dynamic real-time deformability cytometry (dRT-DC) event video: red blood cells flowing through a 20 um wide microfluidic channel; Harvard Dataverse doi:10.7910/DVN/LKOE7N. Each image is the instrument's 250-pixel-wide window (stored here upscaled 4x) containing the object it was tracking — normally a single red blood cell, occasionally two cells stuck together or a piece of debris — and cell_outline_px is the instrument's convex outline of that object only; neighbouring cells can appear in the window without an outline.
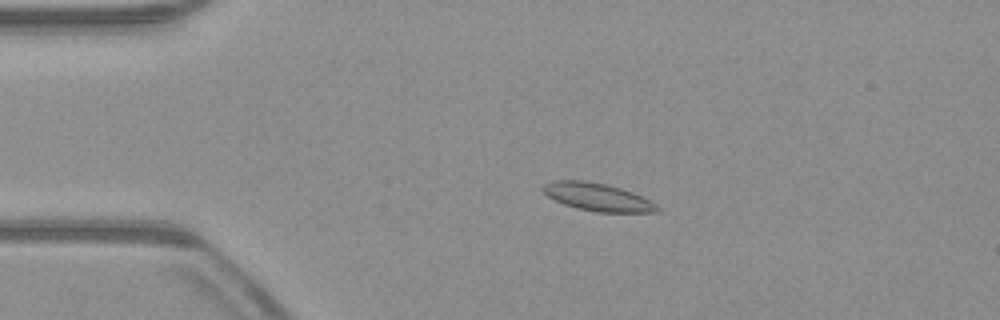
{"species": "common noctule bat (a hibernating species)", "species_latin": "Nyctalus noctula", "temperature_condition": "warm", "stored_images_in_passage": 54, "camera_frame_rate_fps": 3000, "um_per_image_px": 0.085, "animal": {"sex": "male", "body_mass_g": 23.1, "forearm_length_mm": 52.7}, "frame": {"image": 1, "passage_image": 12, "time_ms": 3.667, "image_size_px": [1000, 320], "cell_outline_px": [[660, 208], [656, 212], [596, 212], [576, 208], [564, 204], [548, 196], [540, 188], [544, 184], [552, 180], [584, 180], [604, 184], [620, 188], [632, 192], [656, 204]], "centroid_in_image_um": [50.74, 16.74], "position_along_channel_um": 34.3, "area_um2": 18.32}}
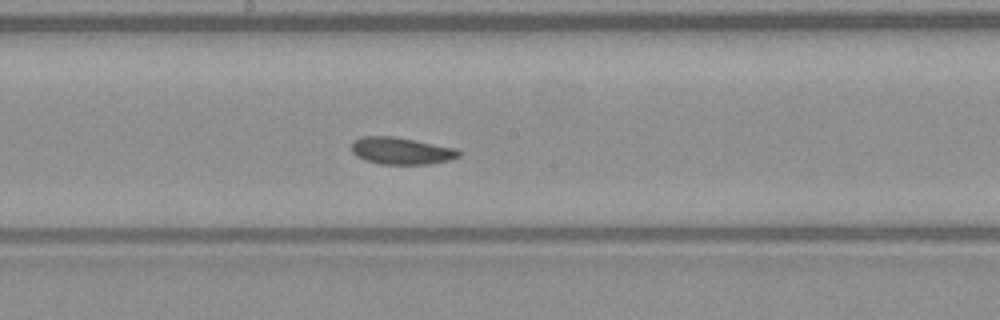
{"frame": {"image": 2, "passage_image": 29, "time_ms": 9.333, "image_size_px": [1000, 320], "cell_outline_px": [[460, 156], [448, 160], [432, 164], [380, 164], [364, 160], [356, 156], [352, 152], [352, 140], [360, 136], [392, 136], [456, 148], [460, 152]], "centroid_in_image_um": [34.06, 12.82], "position_along_channel_um": 214.1, "area_um2": 16.94}}
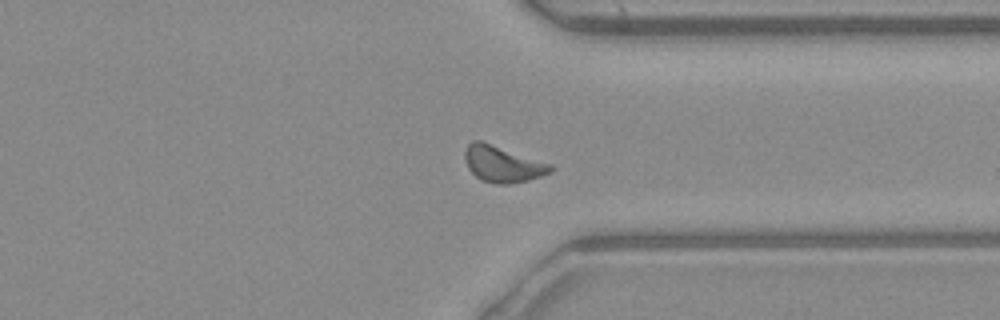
{"frame": {"image": 3, "passage_image": 41, "time_ms": 13.333, "image_size_px": [1000, 320], "cell_outline_px": [[556, 168], [552, 172], [528, 180], [508, 184], [496, 184], [480, 180], [468, 168], [464, 160], [464, 152], [468, 144], [472, 140], [480, 140], [552, 164]], "centroid_in_image_um": [42.72, 13.94], "position_along_channel_um": 368.7, "area_um2": 18.21}, "authors_computed_cell_mechanics": {"area_um2": 17.3689, "velocity_mm_per_s": 3.9011, "shape_relaxation_time_tau1_ms": null, "shape_relaxation_time_tau2_ms": 5.4343, "deformation_change_tau1": null, "deformation_change_tau2": 0.1286}}